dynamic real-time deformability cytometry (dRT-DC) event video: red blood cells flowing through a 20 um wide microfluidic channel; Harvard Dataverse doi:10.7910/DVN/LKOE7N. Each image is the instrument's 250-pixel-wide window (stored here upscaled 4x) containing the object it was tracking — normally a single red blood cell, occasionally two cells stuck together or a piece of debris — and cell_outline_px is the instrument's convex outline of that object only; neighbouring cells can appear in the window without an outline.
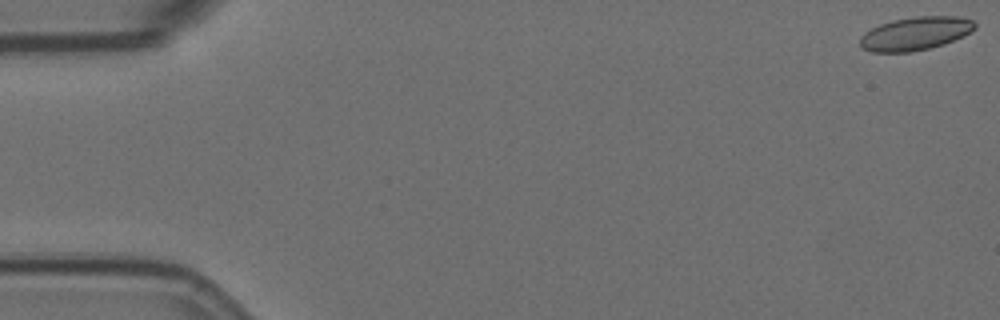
{"species": "Egyptian fruit bat (a non-hibernating species)", "species_latin": "Rousettus aegyptiacus", "temperature_condition": "room temperature", "stored_images_in_passage": 57, "camera_frame_rate_fps": 3000, "um_per_image_px": 0.085, "animal": {"sex": "female"}, "frame": {"image": 1, "passage_image": 1, "time_ms": 0.0, "image_size_px": [1000, 320], "cell_outline_px": [[976, 28], [964, 36], [944, 44], [928, 48], [908, 52], [872, 52], [864, 48], [860, 44], [860, 36], [864, 32], [880, 24], [892, 20], [916, 16], [956, 16], [972, 20], [976, 24]], "centroid_in_image_um": [77.81, 2.84], "position_along_channel_um": 7.2, "area_um2": 22.25}}
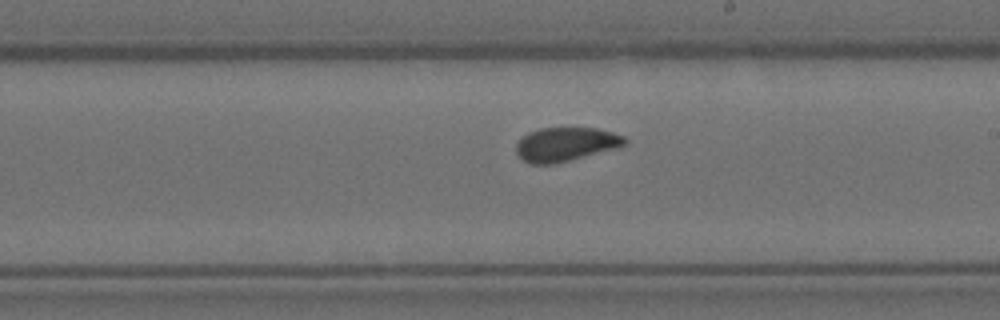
{"frame": {"image": 2, "passage_image": 33, "time_ms": 10.667, "image_size_px": [1000, 320], "cell_outline_px": [[628, 140], [624, 144], [616, 148], [556, 164], [532, 164], [524, 160], [516, 152], [516, 144], [528, 132], [540, 128], [596, 128], [612, 132], [624, 136]], "centroid_in_image_um": [48.08, 12.26], "position_along_channel_um": 240.9, "area_um2": 21.33}}
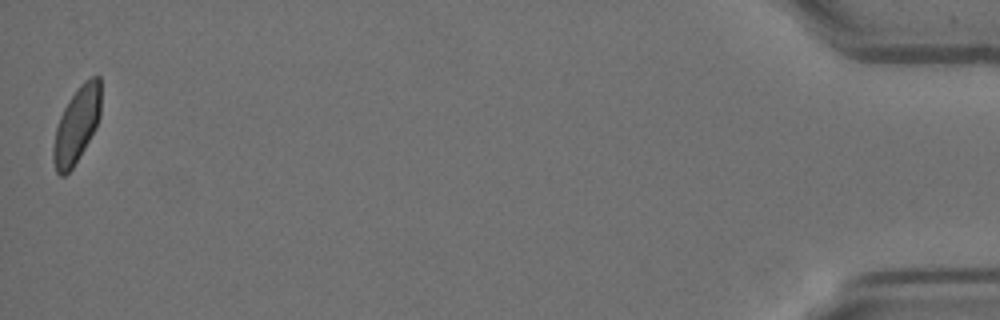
{"frame": {"image": 3, "passage_image": 57, "time_ms": 18.667, "image_size_px": [1000, 320], "cell_outline_px": [[100, 116], [96, 128], [72, 168], [64, 176], [60, 176], [56, 172], [52, 160], [52, 148], [56, 128], [60, 116], [68, 100], [80, 84], [84, 80], [92, 76], [100, 76]], "centroid_in_image_um": [6.5, 10.62], "position_along_channel_um": 428.7, "area_um2": 21.04}, "authors_computed_cell_mechanics": {"area_um2": 21.9062, "velocity_mm_per_s": 3.5534, "shape_relaxation_time_tau1_ms": 7.6283, "shape_relaxation_time_tau2_ms": 0.8659, "deformation_change_tau1": 0.1351, "deformation_change_tau2": 0.0547}}